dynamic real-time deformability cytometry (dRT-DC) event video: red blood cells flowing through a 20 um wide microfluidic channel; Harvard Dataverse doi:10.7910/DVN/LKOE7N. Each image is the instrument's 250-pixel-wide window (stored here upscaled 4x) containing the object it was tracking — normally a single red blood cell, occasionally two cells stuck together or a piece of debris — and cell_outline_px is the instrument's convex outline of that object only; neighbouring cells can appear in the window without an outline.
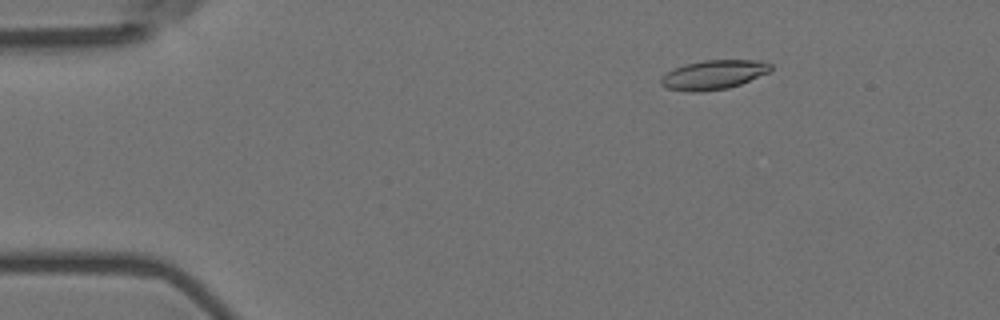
{"species": "Egyptian fruit bat (a non-hibernating species)", "species_latin": "Rousettus aegyptiacus", "temperature_condition": "room temperature", "stored_images_in_passage": 57, "camera_frame_rate_fps": 3000, "um_per_image_px": 0.085, "animal": {"sex": "female"}, "frame": {"image": 1, "passage_image": 9, "time_ms": 2.667, "image_size_px": [1000, 320], "cell_outline_px": [[772, 68], [768, 72], [740, 84], [728, 88], [704, 92], [688, 92], [668, 88], [660, 84], [660, 76], [672, 68], [684, 64], [704, 60], [760, 60], [772, 64]], "centroid_in_image_um": [60.6, 6.35], "position_along_channel_um": 24.4, "area_um2": 18.9}}
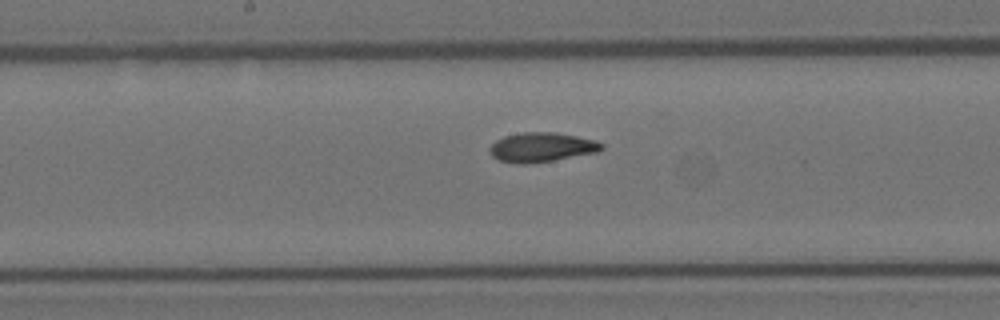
{"frame": {"image": 2, "passage_image": 30, "time_ms": 9.667, "image_size_px": [1000, 320], "cell_outline_px": [[604, 148], [596, 152], [552, 160], [524, 164], [516, 164], [500, 160], [492, 156], [488, 152], [488, 148], [496, 140], [504, 136], [520, 132], [556, 132], [596, 140], [604, 144]], "centroid_in_image_um": [46.01, 12.5], "position_along_channel_um": 202.2, "area_um2": 19.19}}
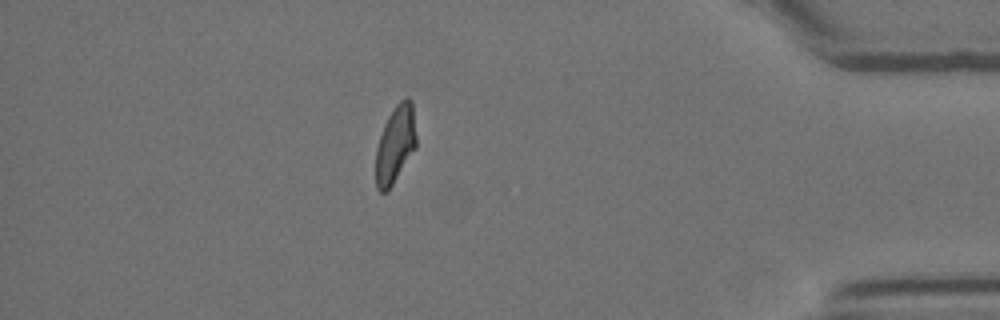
{"frame": {"image": 3, "passage_image": 50, "time_ms": 16.333, "image_size_px": [1000, 320], "cell_outline_px": [[416, 148], [388, 192], [380, 192], [376, 188], [376, 148], [384, 124], [388, 116], [396, 104], [404, 96], [408, 96], [412, 100], [416, 136]], "centroid_in_image_um": [33.61, 12.26], "position_along_channel_um": 401.6, "area_um2": 18.5}, "authors_computed_cell_mechanics": {"area_um2": 18.785, "velocity_mm_per_s": 3.6063, "shape_relaxation_time_tau1_ms": 10.3894, "shape_relaxation_time_tau2_ms": 2.336, "deformation_change_tau1": 0.2417, "deformation_change_tau2": 0.0835}}